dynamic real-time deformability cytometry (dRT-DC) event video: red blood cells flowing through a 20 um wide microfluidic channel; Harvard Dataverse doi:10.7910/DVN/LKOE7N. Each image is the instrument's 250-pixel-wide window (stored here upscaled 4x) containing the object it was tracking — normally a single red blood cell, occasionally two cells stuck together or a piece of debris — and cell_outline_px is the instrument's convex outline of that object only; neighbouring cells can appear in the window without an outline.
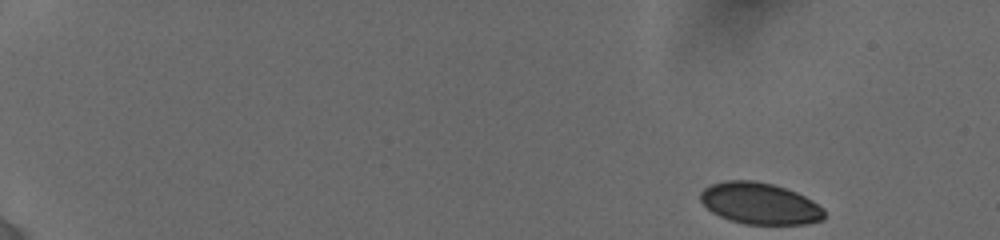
{"species": "human", "species_latin": "Homo sapiens", "temperature_condition": "cold", "stored_images_in_passage": 18, "camera_frame_rate_fps": 3000, "um_per_image_px": 0.085, "donor": {"sex": "female"}, "frame": {"image": 1, "passage_image": 1, "time_ms": 0.0, "image_size_px": [1000, 240], "cell_outline_px": [[824, 220], [804, 224], [744, 224], [720, 216], [712, 212], [700, 200], [700, 192], [704, 188], [712, 184], [724, 180], [756, 180], [772, 184], [796, 192], [812, 200], [824, 208]], "centroid_in_image_um": [64.59, 17.29], "position_along_channel_um": 20.4, "area_um2": 29.94}}
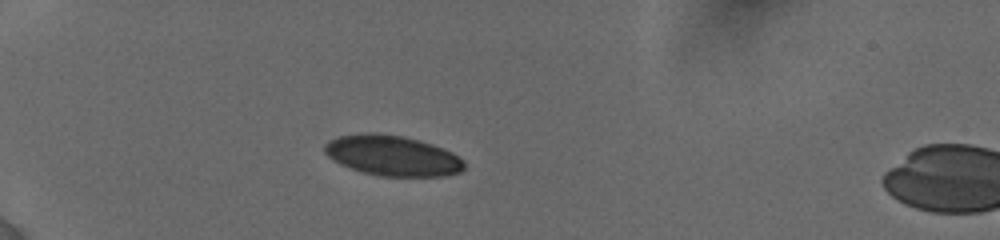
{"frame": {"image": 2, "passage_image": 13, "time_ms": 4.0, "image_size_px": [1000, 240], "cell_outline_px": [[464, 168], [460, 172], [444, 176], [380, 176], [364, 172], [340, 164], [332, 160], [324, 152], [324, 144], [328, 140], [336, 136], [368, 132], [372, 132], [404, 136], [420, 140], [432, 144], [452, 152], [464, 160]], "centroid_in_image_um": [33.34, 13.21], "position_along_channel_um": 51.7, "area_um2": 33.0}}